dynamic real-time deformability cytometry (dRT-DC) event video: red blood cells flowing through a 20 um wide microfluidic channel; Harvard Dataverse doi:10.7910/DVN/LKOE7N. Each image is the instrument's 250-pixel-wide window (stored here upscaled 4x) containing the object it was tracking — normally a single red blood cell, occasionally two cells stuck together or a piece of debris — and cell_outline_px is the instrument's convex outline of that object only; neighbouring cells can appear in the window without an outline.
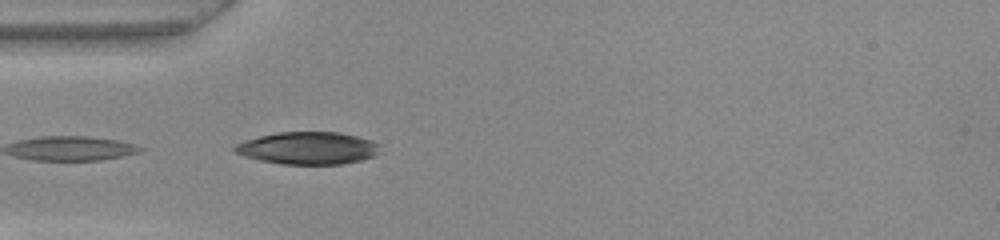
{"species": "common noctule bat (a hibernating species)", "species_latin": "Nyctalus noctula", "temperature_condition": "warm", "stored_images_in_passage": 23, "camera_frame_rate_fps": 3000, "um_per_image_px": 0.085, "animal": {"sex": "female", "body_mass_g": 22.0, "forearm_length_mm": 56.7}, "frame": {"image": 1, "passage_image": 1, "time_ms": 0.0, "image_size_px": [1000, 240], "cell_outline_px": [[380, 152], [376, 156], [360, 160], [340, 164], [280, 164], [260, 160], [244, 156], [236, 152], [232, 148], [236, 144], [244, 140], [260, 136], [280, 132], [340, 132], [372, 140], [380, 144]], "centroid_in_image_um": [26.21, 12.59], "position_along_channel_um": 58.8, "area_um2": 27.51}}